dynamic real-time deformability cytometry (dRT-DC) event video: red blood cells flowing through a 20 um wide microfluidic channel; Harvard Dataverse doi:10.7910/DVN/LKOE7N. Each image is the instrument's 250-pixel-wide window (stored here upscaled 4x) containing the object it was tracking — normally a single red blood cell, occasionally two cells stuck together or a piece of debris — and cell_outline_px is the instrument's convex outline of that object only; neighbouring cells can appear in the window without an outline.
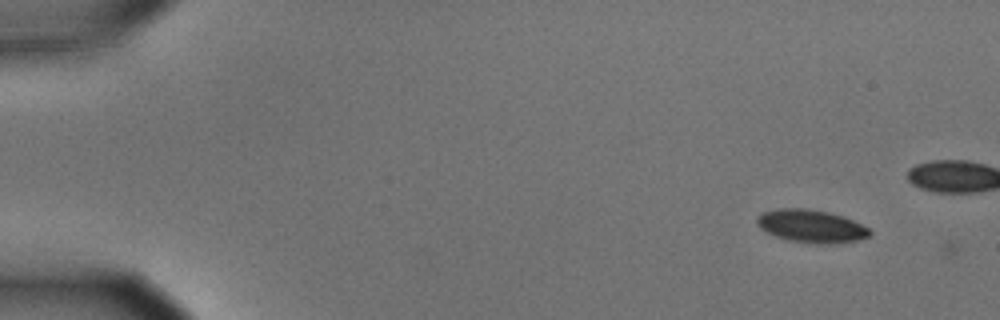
{"species": "common noctule bat (a hibernating species)", "species_latin": "Nyctalus noctula", "temperature_condition": "cold", "stored_images_in_passage": 2, "camera_frame_rate_fps": 3000, "um_per_image_px": 0.085, "animal": {"sex": "male", "body_mass_g": 15.6}, "frame": {"image": 1, "passage_image": 1, "time_ms": 0.0, "image_size_px": [1000, 320], "cell_outline_px": [[872, 232], [868, 236], [856, 240], [828, 244], [816, 244], [788, 240], [776, 236], [760, 228], [756, 224], [756, 216], [760, 212], [776, 208], [808, 208], [828, 212], [844, 216], [868, 228]], "centroid_in_image_um": [68.89, 19.2], "position_along_channel_um": 16.1, "area_um2": 21.68}}